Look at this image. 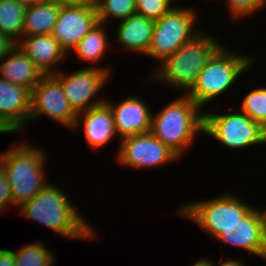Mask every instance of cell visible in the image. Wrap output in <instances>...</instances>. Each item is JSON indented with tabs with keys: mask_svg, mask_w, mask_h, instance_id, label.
<instances>
[{
	"mask_svg": "<svg viewBox=\"0 0 266 266\" xmlns=\"http://www.w3.org/2000/svg\"><path fill=\"white\" fill-rule=\"evenodd\" d=\"M67 196L61 187L49 182L31 200L23 203L17 212L27 219L45 225L68 240H94L97 237L95 230Z\"/></svg>",
	"mask_w": 266,
	"mask_h": 266,
	"instance_id": "obj_1",
	"label": "cell"
},
{
	"mask_svg": "<svg viewBox=\"0 0 266 266\" xmlns=\"http://www.w3.org/2000/svg\"><path fill=\"white\" fill-rule=\"evenodd\" d=\"M205 32L202 30L175 53L164 58L158 68L149 74L147 81L161 82L170 90L186 94L197 81L208 59L222 45L221 40Z\"/></svg>",
	"mask_w": 266,
	"mask_h": 266,
	"instance_id": "obj_2",
	"label": "cell"
},
{
	"mask_svg": "<svg viewBox=\"0 0 266 266\" xmlns=\"http://www.w3.org/2000/svg\"><path fill=\"white\" fill-rule=\"evenodd\" d=\"M177 97L152 113L150 132L180 158L203 134L204 113L186 94Z\"/></svg>",
	"mask_w": 266,
	"mask_h": 266,
	"instance_id": "obj_3",
	"label": "cell"
},
{
	"mask_svg": "<svg viewBox=\"0 0 266 266\" xmlns=\"http://www.w3.org/2000/svg\"><path fill=\"white\" fill-rule=\"evenodd\" d=\"M0 153V165L4 168L11 188L13 204L19 208L31 200L50 181L45 177L46 153L40 146L27 143L11 144Z\"/></svg>",
	"mask_w": 266,
	"mask_h": 266,
	"instance_id": "obj_4",
	"label": "cell"
},
{
	"mask_svg": "<svg viewBox=\"0 0 266 266\" xmlns=\"http://www.w3.org/2000/svg\"><path fill=\"white\" fill-rule=\"evenodd\" d=\"M222 43V45L208 59L200 71L197 81L186 93L201 109L208 103L223 95L230 88L235 87L237 79L244 75L252 64V55L235 52ZM205 105V106H204Z\"/></svg>",
	"mask_w": 266,
	"mask_h": 266,
	"instance_id": "obj_5",
	"label": "cell"
},
{
	"mask_svg": "<svg viewBox=\"0 0 266 266\" xmlns=\"http://www.w3.org/2000/svg\"><path fill=\"white\" fill-rule=\"evenodd\" d=\"M236 195L228 191L203 201L184 203L174 214L197 224L217 241L227 228L240 222L254 208Z\"/></svg>",
	"mask_w": 266,
	"mask_h": 266,
	"instance_id": "obj_6",
	"label": "cell"
},
{
	"mask_svg": "<svg viewBox=\"0 0 266 266\" xmlns=\"http://www.w3.org/2000/svg\"><path fill=\"white\" fill-rule=\"evenodd\" d=\"M196 8L173 6L159 20L155 21L154 32L147 57L159 64L164 58L175 53L202 30L197 27ZM196 24V25H195Z\"/></svg>",
	"mask_w": 266,
	"mask_h": 266,
	"instance_id": "obj_7",
	"label": "cell"
},
{
	"mask_svg": "<svg viewBox=\"0 0 266 266\" xmlns=\"http://www.w3.org/2000/svg\"><path fill=\"white\" fill-rule=\"evenodd\" d=\"M204 113L203 133L228 149H247L265 144V128L239 110Z\"/></svg>",
	"mask_w": 266,
	"mask_h": 266,
	"instance_id": "obj_8",
	"label": "cell"
},
{
	"mask_svg": "<svg viewBox=\"0 0 266 266\" xmlns=\"http://www.w3.org/2000/svg\"><path fill=\"white\" fill-rule=\"evenodd\" d=\"M107 67L109 66L100 67V65H94L81 68L69 74H66L64 70L53 74L61 83L70 106L77 114L106 101V98L98 97L96 99L95 97H97V93H100L99 91L105 88L110 79L112 69Z\"/></svg>",
	"mask_w": 266,
	"mask_h": 266,
	"instance_id": "obj_9",
	"label": "cell"
},
{
	"mask_svg": "<svg viewBox=\"0 0 266 266\" xmlns=\"http://www.w3.org/2000/svg\"><path fill=\"white\" fill-rule=\"evenodd\" d=\"M116 161L121 166L135 169L162 167L179 157L151 132L124 137L119 140Z\"/></svg>",
	"mask_w": 266,
	"mask_h": 266,
	"instance_id": "obj_10",
	"label": "cell"
},
{
	"mask_svg": "<svg viewBox=\"0 0 266 266\" xmlns=\"http://www.w3.org/2000/svg\"><path fill=\"white\" fill-rule=\"evenodd\" d=\"M41 115L68 129L75 124L77 113L70 106L61 83L53 75H45L31 90L29 122Z\"/></svg>",
	"mask_w": 266,
	"mask_h": 266,
	"instance_id": "obj_11",
	"label": "cell"
},
{
	"mask_svg": "<svg viewBox=\"0 0 266 266\" xmlns=\"http://www.w3.org/2000/svg\"><path fill=\"white\" fill-rule=\"evenodd\" d=\"M217 240L263 258L266 255V208L254 207Z\"/></svg>",
	"mask_w": 266,
	"mask_h": 266,
	"instance_id": "obj_12",
	"label": "cell"
},
{
	"mask_svg": "<svg viewBox=\"0 0 266 266\" xmlns=\"http://www.w3.org/2000/svg\"><path fill=\"white\" fill-rule=\"evenodd\" d=\"M99 23L96 7L64 6L51 35L67 54Z\"/></svg>",
	"mask_w": 266,
	"mask_h": 266,
	"instance_id": "obj_13",
	"label": "cell"
},
{
	"mask_svg": "<svg viewBox=\"0 0 266 266\" xmlns=\"http://www.w3.org/2000/svg\"><path fill=\"white\" fill-rule=\"evenodd\" d=\"M31 90L0 78V132L17 134L29 123Z\"/></svg>",
	"mask_w": 266,
	"mask_h": 266,
	"instance_id": "obj_14",
	"label": "cell"
},
{
	"mask_svg": "<svg viewBox=\"0 0 266 266\" xmlns=\"http://www.w3.org/2000/svg\"><path fill=\"white\" fill-rule=\"evenodd\" d=\"M124 99V100H123ZM115 104L111 99L105 101L112 110L116 132L119 139L131 135L146 134L151 131L152 113L145 100L138 96L123 98ZM114 103V104H113Z\"/></svg>",
	"mask_w": 266,
	"mask_h": 266,
	"instance_id": "obj_15",
	"label": "cell"
},
{
	"mask_svg": "<svg viewBox=\"0 0 266 266\" xmlns=\"http://www.w3.org/2000/svg\"><path fill=\"white\" fill-rule=\"evenodd\" d=\"M81 125L92 150L102 149L118 137L112 110L106 102L78 113L72 129L76 131Z\"/></svg>",
	"mask_w": 266,
	"mask_h": 266,
	"instance_id": "obj_16",
	"label": "cell"
},
{
	"mask_svg": "<svg viewBox=\"0 0 266 266\" xmlns=\"http://www.w3.org/2000/svg\"><path fill=\"white\" fill-rule=\"evenodd\" d=\"M17 45L44 75L58 73V64L68 55L51 34L22 36Z\"/></svg>",
	"mask_w": 266,
	"mask_h": 266,
	"instance_id": "obj_17",
	"label": "cell"
},
{
	"mask_svg": "<svg viewBox=\"0 0 266 266\" xmlns=\"http://www.w3.org/2000/svg\"><path fill=\"white\" fill-rule=\"evenodd\" d=\"M116 42L127 51L147 56L150 48L155 21L139 13L131 14L116 25Z\"/></svg>",
	"mask_w": 266,
	"mask_h": 266,
	"instance_id": "obj_18",
	"label": "cell"
},
{
	"mask_svg": "<svg viewBox=\"0 0 266 266\" xmlns=\"http://www.w3.org/2000/svg\"><path fill=\"white\" fill-rule=\"evenodd\" d=\"M44 76L17 44L0 60V78L15 85L32 90Z\"/></svg>",
	"mask_w": 266,
	"mask_h": 266,
	"instance_id": "obj_19",
	"label": "cell"
},
{
	"mask_svg": "<svg viewBox=\"0 0 266 266\" xmlns=\"http://www.w3.org/2000/svg\"><path fill=\"white\" fill-rule=\"evenodd\" d=\"M57 0H48L26 8L22 36L51 34L60 12Z\"/></svg>",
	"mask_w": 266,
	"mask_h": 266,
	"instance_id": "obj_20",
	"label": "cell"
},
{
	"mask_svg": "<svg viewBox=\"0 0 266 266\" xmlns=\"http://www.w3.org/2000/svg\"><path fill=\"white\" fill-rule=\"evenodd\" d=\"M104 23H97L94 28L87 33L83 39L71 50L78 60L85 63L97 64L101 62L102 57L107 54L108 47L111 43L108 40L107 30Z\"/></svg>",
	"mask_w": 266,
	"mask_h": 266,
	"instance_id": "obj_21",
	"label": "cell"
},
{
	"mask_svg": "<svg viewBox=\"0 0 266 266\" xmlns=\"http://www.w3.org/2000/svg\"><path fill=\"white\" fill-rule=\"evenodd\" d=\"M25 12L18 0H0V33L15 44L22 38Z\"/></svg>",
	"mask_w": 266,
	"mask_h": 266,
	"instance_id": "obj_22",
	"label": "cell"
},
{
	"mask_svg": "<svg viewBox=\"0 0 266 266\" xmlns=\"http://www.w3.org/2000/svg\"><path fill=\"white\" fill-rule=\"evenodd\" d=\"M14 252L15 266H55V256L48 250L45 244L39 240L25 245Z\"/></svg>",
	"mask_w": 266,
	"mask_h": 266,
	"instance_id": "obj_23",
	"label": "cell"
},
{
	"mask_svg": "<svg viewBox=\"0 0 266 266\" xmlns=\"http://www.w3.org/2000/svg\"><path fill=\"white\" fill-rule=\"evenodd\" d=\"M97 15L100 23L108 21H122L136 13V0H97Z\"/></svg>",
	"mask_w": 266,
	"mask_h": 266,
	"instance_id": "obj_24",
	"label": "cell"
},
{
	"mask_svg": "<svg viewBox=\"0 0 266 266\" xmlns=\"http://www.w3.org/2000/svg\"><path fill=\"white\" fill-rule=\"evenodd\" d=\"M239 110L253 121L266 127V86L250 90L241 101Z\"/></svg>",
	"mask_w": 266,
	"mask_h": 266,
	"instance_id": "obj_25",
	"label": "cell"
},
{
	"mask_svg": "<svg viewBox=\"0 0 266 266\" xmlns=\"http://www.w3.org/2000/svg\"><path fill=\"white\" fill-rule=\"evenodd\" d=\"M176 1L177 0H136V12L147 19L157 21L176 5Z\"/></svg>",
	"mask_w": 266,
	"mask_h": 266,
	"instance_id": "obj_26",
	"label": "cell"
},
{
	"mask_svg": "<svg viewBox=\"0 0 266 266\" xmlns=\"http://www.w3.org/2000/svg\"><path fill=\"white\" fill-rule=\"evenodd\" d=\"M225 2L232 20L245 19L246 16L248 18L266 6V0H226Z\"/></svg>",
	"mask_w": 266,
	"mask_h": 266,
	"instance_id": "obj_27",
	"label": "cell"
},
{
	"mask_svg": "<svg viewBox=\"0 0 266 266\" xmlns=\"http://www.w3.org/2000/svg\"><path fill=\"white\" fill-rule=\"evenodd\" d=\"M8 204L18 209L13 204L11 188L4 168L0 165V213L6 210Z\"/></svg>",
	"mask_w": 266,
	"mask_h": 266,
	"instance_id": "obj_28",
	"label": "cell"
},
{
	"mask_svg": "<svg viewBox=\"0 0 266 266\" xmlns=\"http://www.w3.org/2000/svg\"><path fill=\"white\" fill-rule=\"evenodd\" d=\"M14 261L15 257L13 249H0V266H15Z\"/></svg>",
	"mask_w": 266,
	"mask_h": 266,
	"instance_id": "obj_29",
	"label": "cell"
},
{
	"mask_svg": "<svg viewBox=\"0 0 266 266\" xmlns=\"http://www.w3.org/2000/svg\"><path fill=\"white\" fill-rule=\"evenodd\" d=\"M16 44L6 35L0 33V60L15 46Z\"/></svg>",
	"mask_w": 266,
	"mask_h": 266,
	"instance_id": "obj_30",
	"label": "cell"
},
{
	"mask_svg": "<svg viewBox=\"0 0 266 266\" xmlns=\"http://www.w3.org/2000/svg\"><path fill=\"white\" fill-rule=\"evenodd\" d=\"M64 6L96 7L97 0H57Z\"/></svg>",
	"mask_w": 266,
	"mask_h": 266,
	"instance_id": "obj_31",
	"label": "cell"
},
{
	"mask_svg": "<svg viewBox=\"0 0 266 266\" xmlns=\"http://www.w3.org/2000/svg\"><path fill=\"white\" fill-rule=\"evenodd\" d=\"M214 266H246L243 262H241V260H238V258H232V259H228V260H224L223 258H221V262L218 265Z\"/></svg>",
	"mask_w": 266,
	"mask_h": 266,
	"instance_id": "obj_32",
	"label": "cell"
},
{
	"mask_svg": "<svg viewBox=\"0 0 266 266\" xmlns=\"http://www.w3.org/2000/svg\"><path fill=\"white\" fill-rule=\"evenodd\" d=\"M213 262L214 261L211 260V258H202L194 262L192 266H214Z\"/></svg>",
	"mask_w": 266,
	"mask_h": 266,
	"instance_id": "obj_33",
	"label": "cell"
},
{
	"mask_svg": "<svg viewBox=\"0 0 266 266\" xmlns=\"http://www.w3.org/2000/svg\"><path fill=\"white\" fill-rule=\"evenodd\" d=\"M24 7H30L36 4L46 2L48 0H18Z\"/></svg>",
	"mask_w": 266,
	"mask_h": 266,
	"instance_id": "obj_34",
	"label": "cell"
},
{
	"mask_svg": "<svg viewBox=\"0 0 266 266\" xmlns=\"http://www.w3.org/2000/svg\"><path fill=\"white\" fill-rule=\"evenodd\" d=\"M265 144H266V127H265Z\"/></svg>",
	"mask_w": 266,
	"mask_h": 266,
	"instance_id": "obj_35",
	"label": "cell"
}]
</instances>
